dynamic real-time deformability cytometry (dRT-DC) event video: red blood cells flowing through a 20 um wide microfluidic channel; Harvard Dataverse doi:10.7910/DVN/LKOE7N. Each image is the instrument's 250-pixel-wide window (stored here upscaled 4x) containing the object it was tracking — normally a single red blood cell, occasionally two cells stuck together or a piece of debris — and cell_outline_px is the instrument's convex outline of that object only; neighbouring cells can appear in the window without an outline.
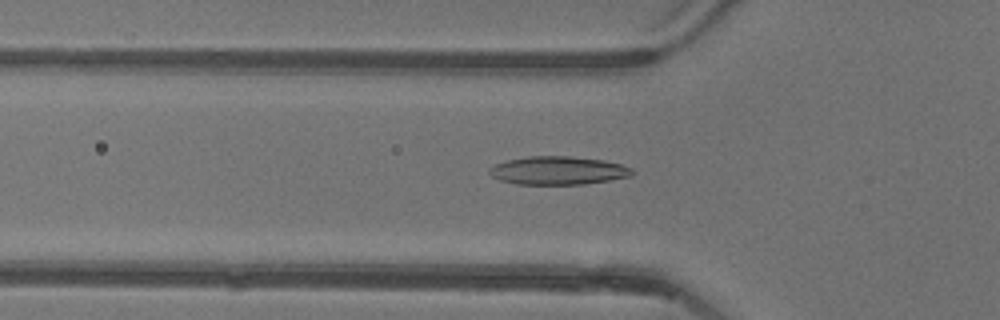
{"species": "common noctule bat (a hibernating species)", "species_latin": "Nyctalus noctula", "temperature_condition": "warm", "stored_images_in_passage": 53, "camera_frame_rate_fps": 3000, "um_per_image_px": 0.085, "animal": {"sex": "female"}, "frame": {"image": 1, "passage_image": 18, "time_ms": 5.667, "image_size_px": [1000, 320], "cell_outline_px": [[636, 172], [632, 176], [584, 184], [516, 184], [500, 180], [492, 176], [488, 172], [488, 168], [496, 164], [508, 160], [528, 156], [572, 156], [604, 160], [620, 164], [632, 168]], "centroid_in_image_um": [47.45, 14.49], "position_along_channel_um": 78.3, "area_um2": 23.58}}
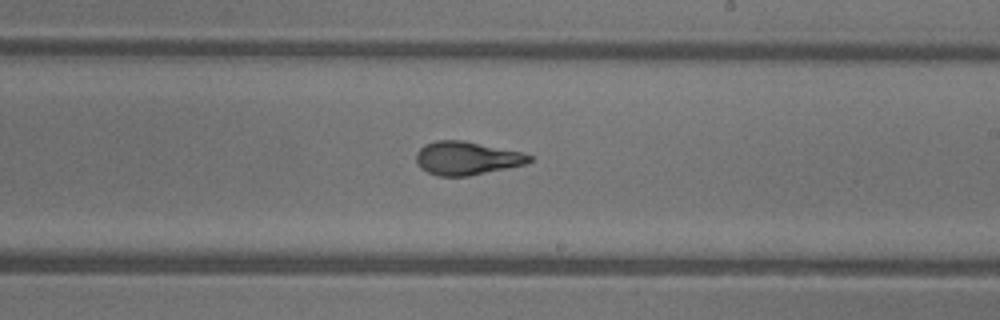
{"frame": {"image": 2, "passage_image": 31, "time_ms": 10.0, "image_size_px": [1000, 320], "cell_outline_px": [[532, 160], [524, 164], [468, 176], [436, 176], [420, 168], [416, 160], [416, 152], [424, 144], [436, 140], [464, 140], [524, 152], [532, 156]], "centroid_in_image_um": [39.65, 13.43], "position_along_channel_um": 249.4, "area_um2": 22.08}}
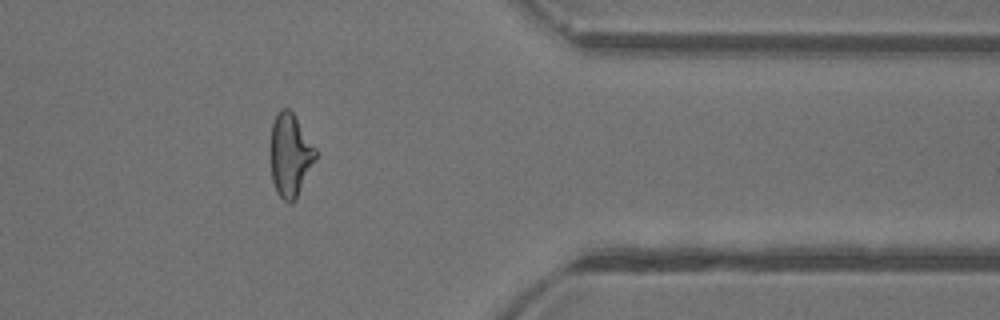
{"frame": {"image": 3, "passage_image": 43, "time_ms": 14.0, "image_size_px": [1000, 320], "cell_outline_px": [[316, 156], [296, 200], [292, 204], [288, 204], [276, 192], [272, 180], [268, 152], [268, 148], [272, 124], [276, 112], [280, 108], [288, 108], [292, 112], [316, 148]], "centroid_in_image_um": [24.6, 13.18], "position_along_channel_um": 386.8, "area_um2": 22.31}, "authors_computed_cell_mechanics": {"area_um2": 22.4842, "velocity_mm_per_s": 3.9265, "shape_relaxation_time_tau1_ms": 6.4927, "shape_relaxation_time_tau2_ms": 1.3264, "deformation_change_tau1": 0.2091, "deformation_change_tau2": 0.0819}}